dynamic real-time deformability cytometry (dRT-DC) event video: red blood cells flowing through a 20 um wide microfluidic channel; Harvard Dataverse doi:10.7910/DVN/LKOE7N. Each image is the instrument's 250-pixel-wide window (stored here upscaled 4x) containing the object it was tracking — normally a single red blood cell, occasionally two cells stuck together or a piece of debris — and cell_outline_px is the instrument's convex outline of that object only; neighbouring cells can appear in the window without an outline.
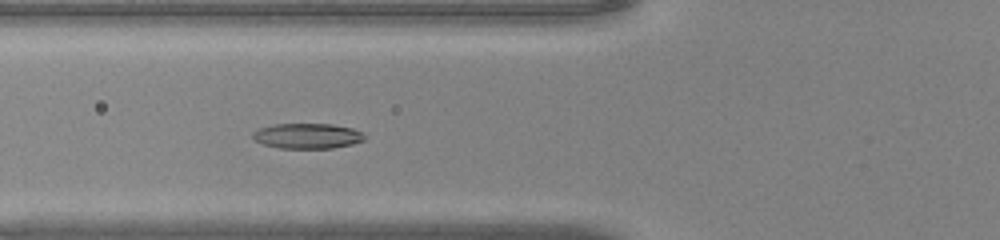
{"species": "common noctule bat (a hibernating species)", "species_latin": "Nyctalus noctula", "temperature_condition": "warm", "stored_images_in_passage": 41, "camera_frame_rate_fps": 3000, "um_per_image_px": 0.085, "animal": {"sex": "male", "body_mass_g": 20.0, "forearm_length_mm": 53.3}, "frame": {"image": 1, "passage_image": 12, "time_ms": 3.667, "image_size_px": [1000, 240], "cell_outline_px": [[364, 140], [352, 144], [332, 148], [280, 148], [264, 144], [256, 140], [252, 136], [252, 132], [260, 128], [276, 124], [332, 124], [352, 128], [360, 132], [364, 136]], "centroid_in_image_um": [26.12, 11.55], "position_along_channel_um": 99.7, "area_um2": 16.24}}
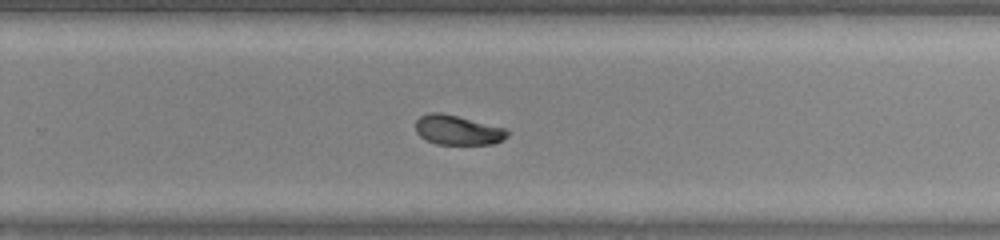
{"frame": {"image": 2, "passage_image": 25, "time_ms": 8.0, "image_size_px": [1000, 240], "cell_outline_px": [[512, 132], [508, 136], [492, 144], [436, 144], [420, 136], [416, 132], [416, 120], [420, 116], [428, 112], [440, 112], [504, 128]], "centroid_in_image_um": [38.89, 11.05], "position_along_channel_um": 290.9, "area_um2": 15.66}}
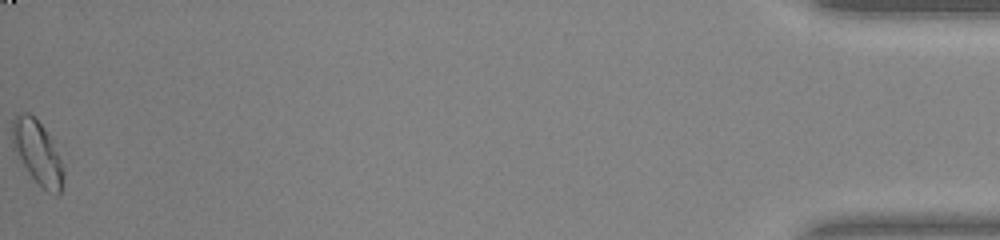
{"frame": {"image": 3, "passage_image": 41, "time_ms": 13.333, "image_size_px": [1000, 240], "cell_outline_px": [[64, 176], [60, 192], [56, 196], [48, 192], [32, 176], [12, 148], [12, 120], [16, 116], [24, 112], [28, 112], [44, 128], [64, 168]], "centroid_in_image_um": [3.17, 12.97], "position_along_channel_um": 432.0, "area_um2": 18.32}}